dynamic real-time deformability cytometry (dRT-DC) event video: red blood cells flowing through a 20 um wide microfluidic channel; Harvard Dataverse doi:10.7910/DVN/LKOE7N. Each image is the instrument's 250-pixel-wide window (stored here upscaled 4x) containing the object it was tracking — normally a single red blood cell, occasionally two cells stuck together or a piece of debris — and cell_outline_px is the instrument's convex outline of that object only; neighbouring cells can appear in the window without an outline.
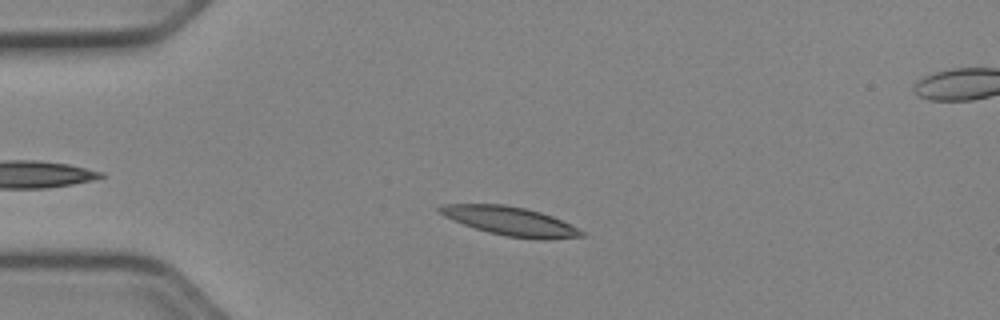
{"species": "Egyptian fruit bat (a non-hibernating species)", "species_latin": "Rousettus aegyptiacus", "temperature_condition": "cold", "stored_images_in_passage": 45, "camera_frame_rate_fps": 3000, "um_per_image_px": 0.085, "animal": {"sex": "female"}, "frame": {"image": 1, "passage_image": 10, "time_ms": 3.0, "image_size_px": [1000, 320], "cell_outline_px": [[584, 236], [548, 240], [540, 240], [508, 236], [488, 232], [452, 220], [444, 216], [436, 208], [444, 204], [504, 204], [524, 208], [540, 212], [552, 216], [584, 232]], "centroid_in_image_um": [43.36, 18.8], "position_along_channel_um": 41.6, "area_um2": 23.52}}
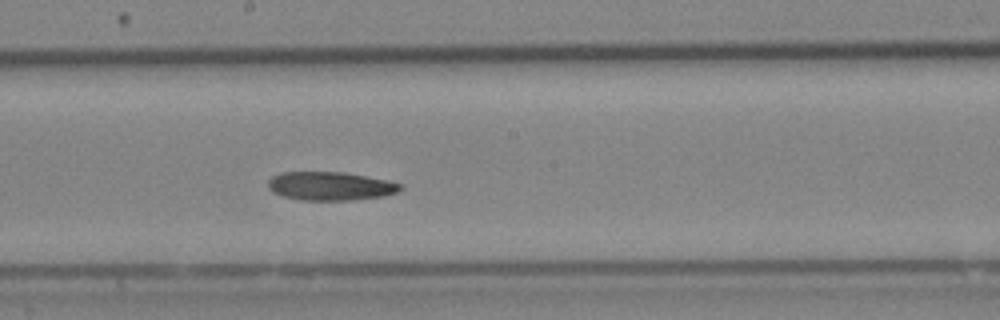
{"frame": {"image": 2, "passage_image": 26, "time_ms": 8.333, "image_size_px": [1000, 320], "cell_outline_px": [[404, 188], [396, 192], [384, 196], [352, 200], [300, 200], [284, 196], [272, 192], [268, 188], [268, 180], [272, 176], [280, 172], [344, 172], [388, 180], [404, 184]], "centroid_in_image_um": [28.1, 15.81], "position_along_channel_um": 220.1, "area_um2": 22.2}}
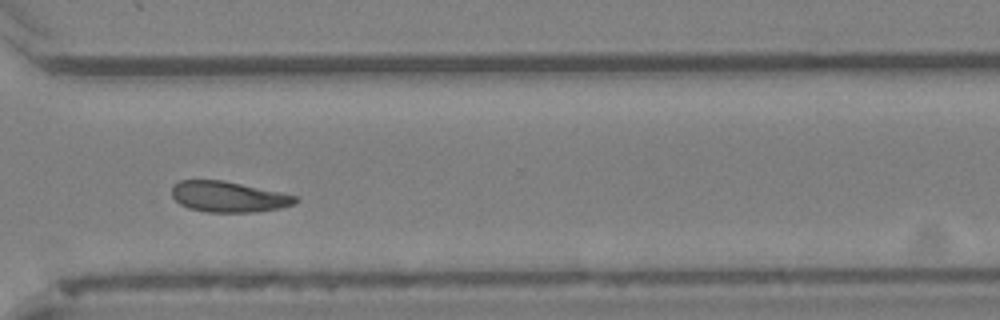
{"frame": {"image": 3, "passage_image": 36, "time_ms": 11.667, "image_size_px": [1000, 320], "cell_outline_px": [[300, 200], [296, 204], [280, 208], [252, 212], [208, 212], [188, 208], [180, 204], [172, 196], [172, 184], [180, 180], [224, 180], [280, 192], [296, 196]], "centroid_in_image_um": [19.42, 16.72], "position_along_channel_um": 351.2, "area_um2": 22.2}, "authors_computed_cell_mechanics": {"area_um2": 22.542, "velocity_mm_per_s": 3.9123, "shape_relaxation_time_tau1_ms": null, "shape_relaxation_time_tau2_ms": 7.3393, "deformation_change_tau1": null, "deformation_change_tau2": 0.1619}}